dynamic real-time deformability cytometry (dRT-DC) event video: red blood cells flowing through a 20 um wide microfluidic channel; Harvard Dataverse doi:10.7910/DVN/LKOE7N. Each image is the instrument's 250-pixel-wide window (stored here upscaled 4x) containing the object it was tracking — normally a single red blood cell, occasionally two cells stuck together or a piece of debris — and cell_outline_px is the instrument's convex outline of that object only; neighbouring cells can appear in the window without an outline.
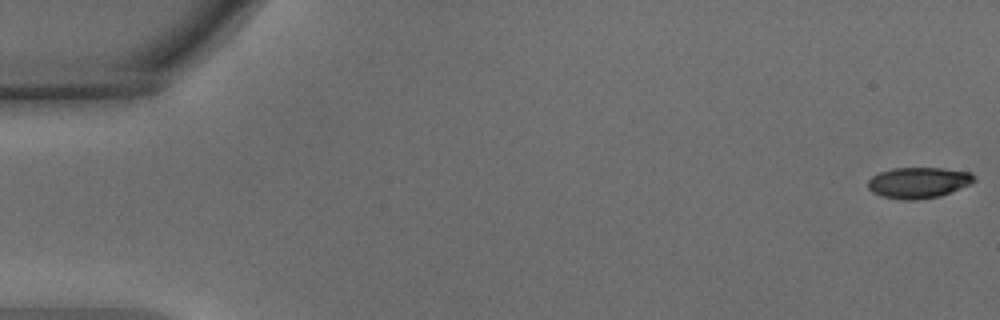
{"species": "common noctule bat (a hibernating species)", "species_latin": "Nyctalus noctula", "temperature_condition": "warm", "stored_images_in_passage": 56, "camera_frame_rate_fps": 3000, "um_per_image_px": 0.085, "animal": {"sex": "male", "body_mass_g": 15.6}, "frame": {"image": 1, "passage_image": 1, "time_ms": 0.0, "image_size_px": [1000, 320], "cell_outline_px": [[976, 180], [972, 184], [940, 196], [916, 200], [904, 200], [880, 196], [872, 192], [868, 188], [868, 180], [872, 176], [880, 172], [892, 168], [940, 168], [972, 172]], "centroid_in_image_um": [78.08, 15.53], "position_along_channel_um": 6.9, "area_um2": 19.31}}
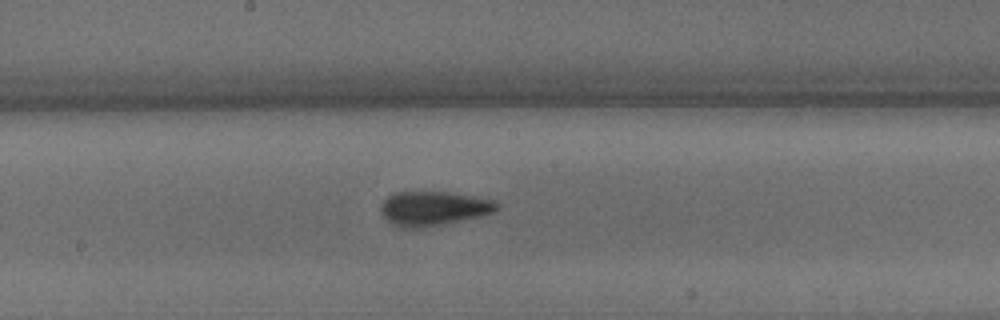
{"frame": {"image": 2, "passage_image": 30, "time_ms": 9.667, "image_size_px": [1000, 320], "cell_outline_px": [[496, 208], [492, 212], [444, 224], [424, 228], [400, 228], [392, 224], [384, 216], [380, 208], [384, 200], [388, 196], [396, 192], [448, 192], [472, 196], [492, 200], [496, 204]], "centroid_in_image_um": [36.76, 17.72], "position_along_channel_um": 211.4, "area_um2": 22.72}}
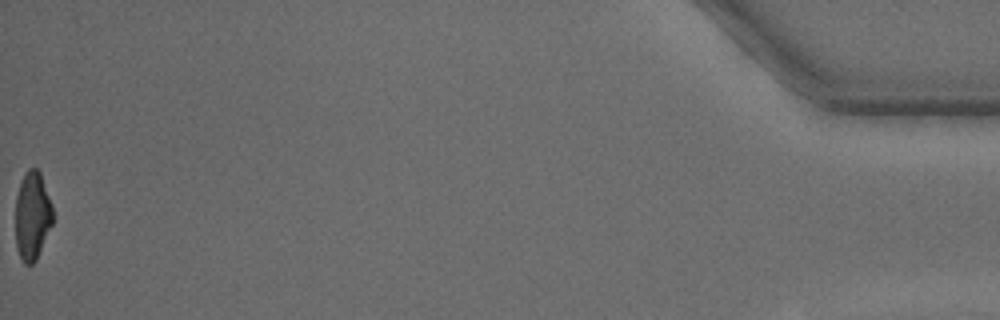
{"frame": {"image": 3, "passage_image": 56, "time_ms": 18.333, "image_size_px": [1000, 320], "cell_outline_px": [[52, 224], [36, 260], [32, 264], [24, 264], [20, 256], [16, 244], [16, 196], [20, 180], [24, 172], [28, 168], [36, 168], [40, 172], [52, 204]], "centroid_in_image_um": [2.74, 18.3], "position_along_channel_um": 432.5, "area_um2": 19.19}, "authors_computed_cell_mechanics": {"area_um2": 21.0392, "velocity_mm_per_s": 3.6814, "shape_relaxation_time_tau1_ms": 3.3335, "shape_relaxation_time_tau2_ms": 2.0751, "deformation_change_tau1": 0.1799, "deformation_change_tau2": 0.1047}}